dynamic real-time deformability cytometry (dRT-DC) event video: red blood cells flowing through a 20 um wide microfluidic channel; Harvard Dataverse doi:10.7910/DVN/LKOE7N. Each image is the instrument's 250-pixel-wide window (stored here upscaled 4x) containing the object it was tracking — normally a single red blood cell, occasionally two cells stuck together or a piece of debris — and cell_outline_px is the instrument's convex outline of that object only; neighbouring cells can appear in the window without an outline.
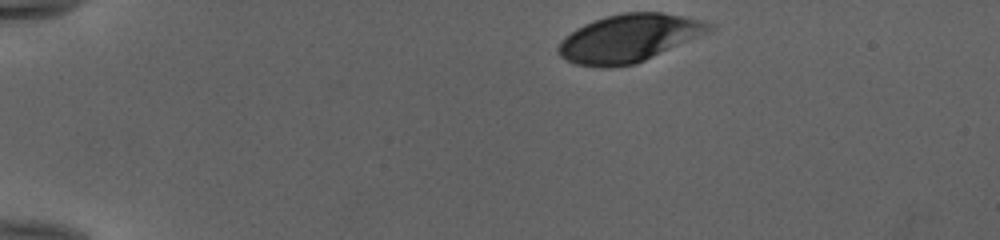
{"species": "human", "species_latin": "Homo sapiens", "temperature_condition": "cold", "stored_images_in_passage": 38, "camera_frame_rate_fps": 3000, "um_per_image_px": 0.085, "donor": {"sex": "female"}, "frame": {"image": 1, "passage_image": 1, "time_ms": 0.0, "image_size_px": [1000, 240], "cell_outline_px": [[716, 28], [708, 32], [636, 64], [608, 68], [600, 68], [576, 64], [560, 56], [556, 48], [560, 40], [564, 36], [576, 28], [584, 24], [608, 16], [624, 12], [660, 12], [700, 20], [716, 24]], "centroid_in_image_um": [53.43, 3.26], "position_along_channel_um": 31.6, "area_um2": 41.85}}
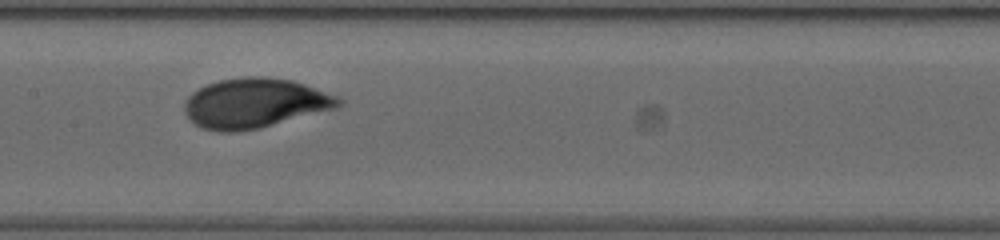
{"frame": {"image": 2, "passage_image": 19, "time_ms": 6.0, "image_size_px": [1000, 240], "cell_outline_px": [[344, 104], [340, 108], [260, 128], [232, 132], [220, 132], [200, 128], [184, 112], [184, 100], [192, 92], [208, 84], [220, 80], [244, 76], [264, 76], [292, 80], [340, 96], [344, 100]], "centroid_in_image_um": [21.72, 8.77], "position_along_channel_um": 185.7, "area_um2": 45.2}}
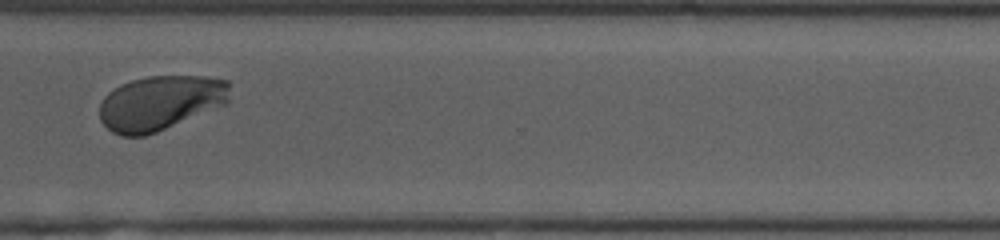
{"frame": {"image": 3, "passage_image": 32, "time_ms": 10.333, "image_size_px": [1000, 240], "cell_outline_px": [[228, 104], [156, 132], [144, 136], [120, 136], [112, 132], [100, 120], [100, 104], [104, 96], [108, 92], [120, 84], [132, 80], [148, 76], [204, 76], [228, 80]], "centroid_in_image_um": [13.62, 8.74], "position_along_channel_um": 357.0, "area_um2": 41.62}, "authors_computed_cell_mechanics": {"area_um2": 42.3963, "velocity_mm_per_s": 3.9504, "shape_relaxation_time_tau1_ms": 2.6986, "shape_relaxation_time_tau2_ms": null, "deformation_change_tau1": 0.1496, "deformation_change_tau2": null}}